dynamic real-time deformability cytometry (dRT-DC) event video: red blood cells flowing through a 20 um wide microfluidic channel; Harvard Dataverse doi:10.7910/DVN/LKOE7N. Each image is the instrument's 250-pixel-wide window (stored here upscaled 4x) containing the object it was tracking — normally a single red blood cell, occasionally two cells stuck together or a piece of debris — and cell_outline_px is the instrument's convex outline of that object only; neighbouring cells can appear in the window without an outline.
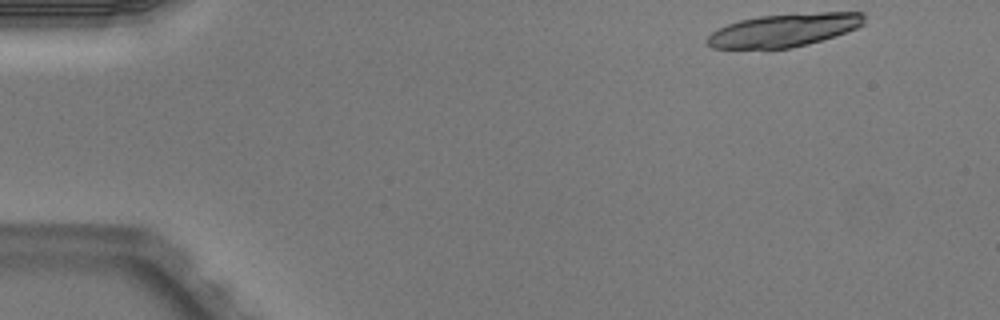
{"species": "Egyptian fruit bat (a non-hibernating species)", "species_latin": "Rousettus aegyptiacus", "temperature_condition": "warm", "stored_images_in_passage": 5, "camera_frame_rate_fps": 3000, "um_per_image_px": 0.085, "animal": {"sex": "male"}, "frame": {"image": 1, "passage_image": 1, "time_ms": 0.0, "image_size_px": [1000, 320], "cell_outline_px": [[864, 24], [856, 28], [836, 36], [808, 44], [792, 48], [768, 52], [712, 48], [704, 40], [712, 32], [728, 24], [740, 20], [760, 16], [820, 12], [864, 12]], "centroid_in_image_um": [66.58, 2.62], "position_along_channel_um": 18.4, "area_um2": 31.27}}